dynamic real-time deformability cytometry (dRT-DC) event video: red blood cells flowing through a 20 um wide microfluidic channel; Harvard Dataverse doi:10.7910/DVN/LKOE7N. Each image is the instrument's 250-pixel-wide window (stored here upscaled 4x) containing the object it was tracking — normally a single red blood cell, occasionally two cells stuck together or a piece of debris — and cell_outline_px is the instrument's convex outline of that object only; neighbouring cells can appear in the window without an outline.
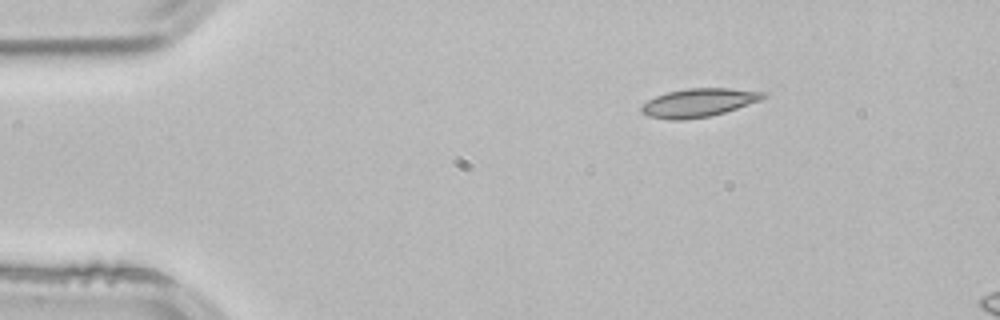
{"species": "common noctule bat (a hibernating species)", "species_latin": "Nyctalus noctula", "temperature_condition": "room temperature", "stored_images_in_passage": 3, "segment_of_instrument_passage": [2, 2], "camera_frame_rate_fps": 3000, "um_per_image_px": 0.085, "animal": {"sex": "male", "body_mass_g": 21.5, "forearm_length_mm": 52.0}, "frame": {"image": 1, "passage_image": 3, "time_ms": 0.667, "image_size_px": [1000, 320], "cell_outline_px": [[768, 96], [760, 100], [724, 112], [708, 116], [684, 120], [668, 120], [648, 116], [640, 112], [640, 108], [648, 100], [656, 96], [668, 92], [688, 88], [728, 88], [768, 92]], "centroid_in_image_um": [59.38, 8.72], "position_along_channel_um": 25.6, "area_um2": 20.11}}